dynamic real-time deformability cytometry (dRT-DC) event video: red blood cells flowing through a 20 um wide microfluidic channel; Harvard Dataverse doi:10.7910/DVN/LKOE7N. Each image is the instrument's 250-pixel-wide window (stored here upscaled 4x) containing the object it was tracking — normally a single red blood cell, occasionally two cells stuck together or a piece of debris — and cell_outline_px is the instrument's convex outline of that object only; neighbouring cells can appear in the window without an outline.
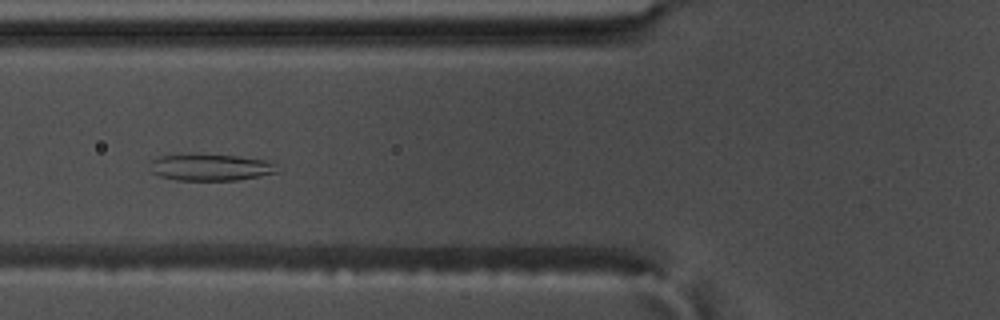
{"species": "common noctule bat (a hibernating species)", "species_latin": "Nyctalus noctula", "temperature_condition": "warm", "stored_images_in_passage": 51, "camera_frame_rate_fps": 3000, "um_per_image_px": 0.085, "animal": {"sex": "male", "body_mass_g": 17.5, "forearm_length_mm": 52.3}, "frame": {"image": 1, "passage_image": 16, "time_ms": 5.0, "image_size_px": [1000, 320], "cell_outline_px": [[276, 172], [260, 176], [236, 180], [176, 180], [160, 176], [152, 172], [148, 164], [152, 160], [160, 156], [240, 156], [264, 160], [276, 164]], "centroid_in_image_um": [17.89, 14.25], "position_along_channel_um": 107.9, "area_um2": 19.07}}
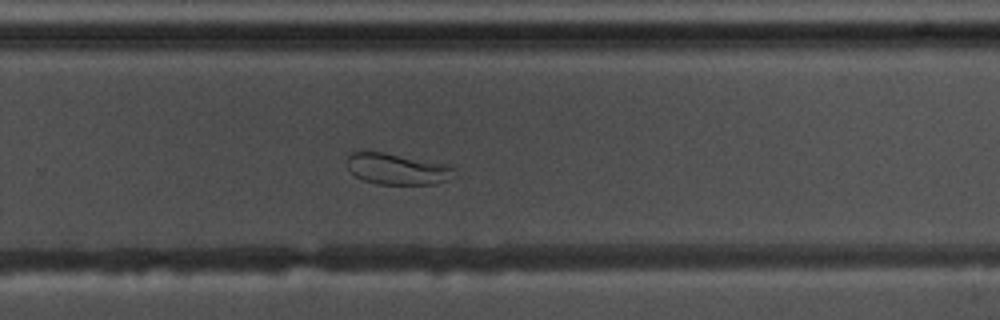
{"frame": {"image": 2, "passage_image": 32, "time_ms": 10.333, "image_size_px": [1000, 320], "cell_outline_px": [[456, 176], [436, 184], [376, 184], [364, 180], [356, 176], [348, 168], [348, 152], [384, 152], [448, 164], [456, 168]], "centroid_in_image_um": [33.82, 14.36], "position_along_channel_um": 296.0, "area_um2": 19.59}}
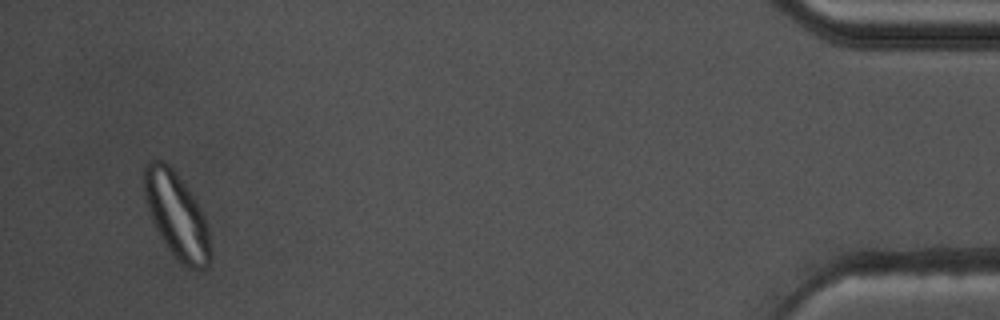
{"frame": {"image": 3, "passage_image": 49, "time_ms": 16.0, "image_size_px": [1000, 320], "cell_outline_px": [[212, 256], [208, 268], [188, 268], [172, 252], [156, 228], [152, 220], [144, 196], [144, 164], [148, 160], [160, 160], [168, 164], [172, 168], [196, 200], [204, 216], [208, 228], [212, 252]], "centroid_in_image_um": [15.03, 18.29], "position_along_channel_um": 420.2, "area_um2": 32.6}, "authors_computed_cell_mechanics": {"area_um2": 25.0274, "velocity_mm_per_s": 3.537, "shape_relaxation_time_tau1_ms": null, "shape_relaxation_time_tau2_ms": 2.0969, "deformation_change_tau1": null, "deformation_change_tau2": 0.0489}}